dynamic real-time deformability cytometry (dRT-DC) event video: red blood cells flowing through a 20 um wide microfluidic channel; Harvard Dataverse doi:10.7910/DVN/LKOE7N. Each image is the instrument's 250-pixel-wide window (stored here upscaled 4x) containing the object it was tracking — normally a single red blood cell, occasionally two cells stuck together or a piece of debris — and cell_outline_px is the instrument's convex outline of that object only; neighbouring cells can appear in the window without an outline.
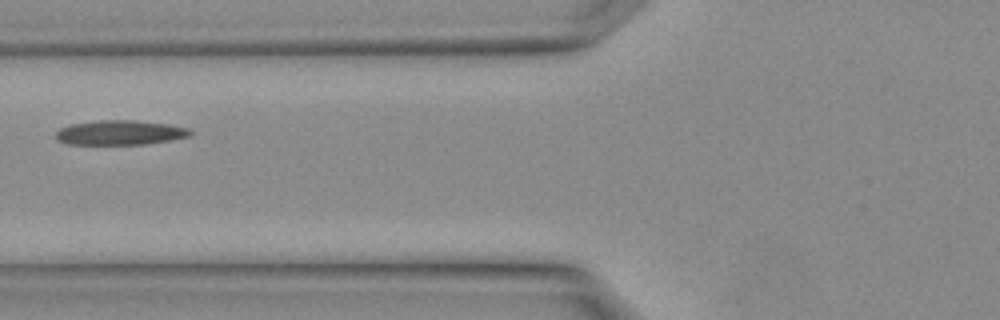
{"species": "Egyptian fruit bat (a non-hibernating species)", "species_latin": "Rousettus aegyptiacus", "temperature_condition": "warm", "stored_images_in_passage": 3, "camera_frame_rate_fps": 3000, "um_per_image_px": 0.085, "animal": {"sex": "female"}, "frame": {"image": 1, "passage_image": 3, "time_ms": 0.667, "image_size_px": [1000, 320], "cell_outline_px": [[192, 136], [172, 140], [144, 144], [64, 144], [56, 140], [56, 132], [60, 128], [68, 124], [100, 120], [136, 120], [168, 124], [188, 128], [192, 132]], "centroid_in_image_um": [10.19, 11.27], "position_along_channel_um": 115.6, "area_um2": 19.48}}